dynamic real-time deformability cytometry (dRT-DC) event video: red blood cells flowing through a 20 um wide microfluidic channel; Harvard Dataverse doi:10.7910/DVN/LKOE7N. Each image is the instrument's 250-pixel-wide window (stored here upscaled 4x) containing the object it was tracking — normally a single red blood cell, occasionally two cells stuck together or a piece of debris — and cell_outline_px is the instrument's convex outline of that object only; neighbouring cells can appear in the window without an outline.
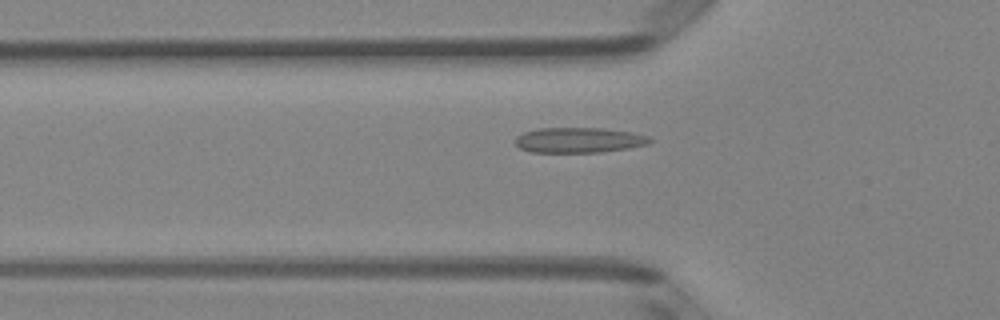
{"species": "Egyptian fruit bat (a non-hibernating species)", "species_latin": "Rousettus aegyptiacus", "temperature_condition": "room temperature", "stored_images_in_passage": 38, "camera_frame_rate_fps": 3000, "um_per_image_px": 0.085, "animal": {"sex": "female"}, "frame": {"image": 1, "passage_image": 7, "time_ms": 2.0, "image_size_px": [1000, 320], "cell_outline_px": [[652, 140], [648, 144], [628, 148], [600, 152], [532, 152], [520, 148], [516, 144], [516, 136], [524, 132], [540, 128], [604, 128], [632, 132], [648, 136]], "centroid_in_image_um": [49.22, 11.9], "position_along_channel_um": 76.6, "area_um2": 19.71}}
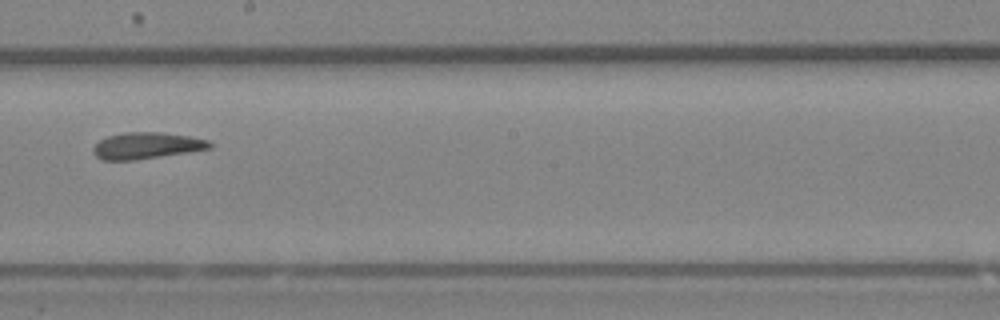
{"frame": {"image": 2, "passage_image": 19, "time_ms": 6.0, "image_size_px": [1000, 320], "cell_outline_px": [[212, 148], [188, 152], [136, 160], [100, 160], [92, 152], [92, 148], [100, 140], [108, 136], [124, 132], [160, 132], [188, 136], [208, 140], [212, 144]], "centroid_in_image_um": [12.43, 12.38], "position_along_channel_um": 235.8, "area_um2": 17.98}}
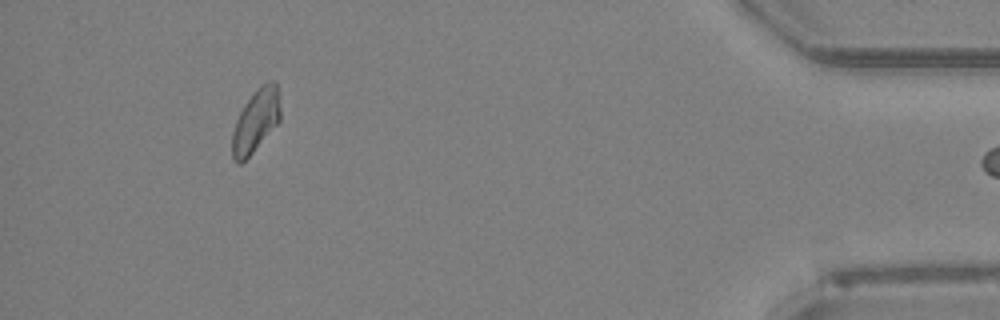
{"frame": {"image": 3, "passage_image": 37, "time_ms": 12.0, "image_size_px": [1000, 320], "cell_outline_px": [[280, 120], [252, 152], [240, 164], [236, 164], [232, 156], [232, 132], [236, 120], [244, 104], [256, 88], [260, 84], [272, 80], [276, 80], [280, 108]], "centroid_in_image_um": [21.73, 10.23], "position_along_channel_um": 413.5, "area_um2": 17.51}}